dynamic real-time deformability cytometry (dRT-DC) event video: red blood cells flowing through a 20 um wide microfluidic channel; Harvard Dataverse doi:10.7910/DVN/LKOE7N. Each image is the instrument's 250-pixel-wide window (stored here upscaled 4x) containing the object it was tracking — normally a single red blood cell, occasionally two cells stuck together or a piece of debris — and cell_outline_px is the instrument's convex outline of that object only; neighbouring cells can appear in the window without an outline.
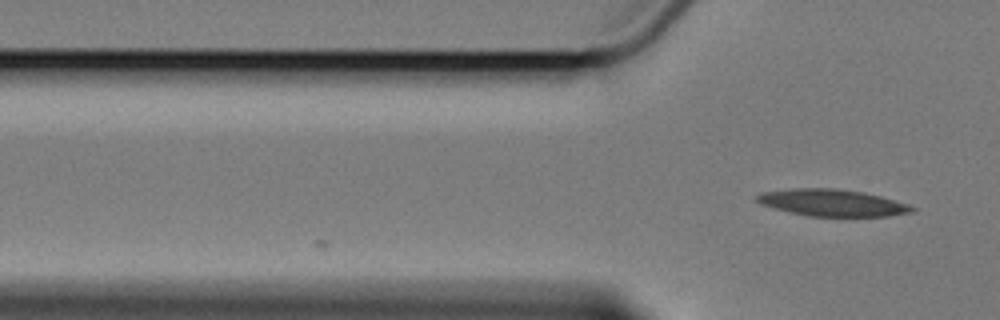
{"species": "Egyptian fruit bat (a non-hibernating species)", "species_latin": "Rousettus aegyptiacus", "temperature_condition": "cold", "stored_images_in_passage": 2, "camera_frame_rate_fps": 3000, "um_per_image_px": 0.085, "animal": {"sex": "female"}, "frame": {"image": 1, "passage_image": 2, "time_ms": 1.333, "image_size_px": [1000, 320], "cell_outline_px": [[916, 208], [912, 212], [888, 216], [808, 216], [760, 204], [756, 200], [756, 196], [760, 192], [788, 188], [836, 188], [864, 192], [880, 196]], "centroid_in_image_um": [70.68, 17.22], "position_along_channel_um": 55.1, "area_um2": 24.04}}